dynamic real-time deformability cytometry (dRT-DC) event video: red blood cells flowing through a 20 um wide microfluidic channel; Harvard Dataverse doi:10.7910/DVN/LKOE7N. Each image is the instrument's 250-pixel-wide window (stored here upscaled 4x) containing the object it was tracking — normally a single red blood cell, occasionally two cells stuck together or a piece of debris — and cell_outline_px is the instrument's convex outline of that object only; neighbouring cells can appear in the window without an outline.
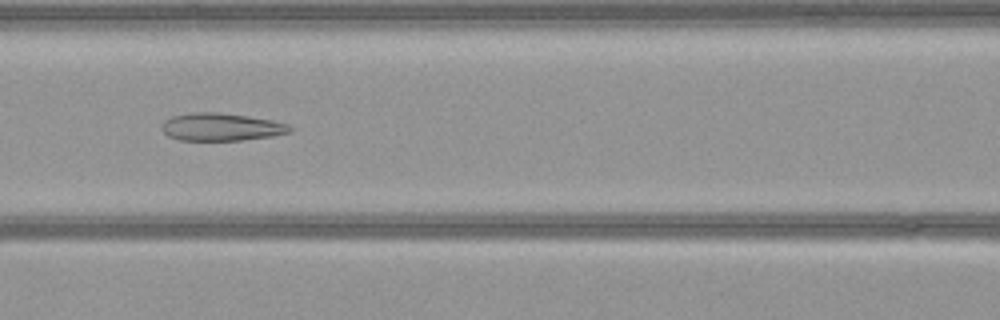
{"species": "common noctule bat (a hibernating species)", "species_latin": "Nyctalus noctula", "temperature_condition": "warm", "stored_images_in_passage": 43, "camera_frame_rate_fps": 3000, "um_per_image_px": 0.085, "animal": {"sex": "female", "body_mass_g": 21.9}, "frame": {"image": 1, "passage_image": 18, "time_ms": 5.667, "image_size_px": [1000, 320], "cell_outline_px": [[292, 128], [288, 132], [272, 136], [240, 140], [180, 140], [168, 136], [160, 128], [164, 120], [172, 116], [192, 112], [220, 112], [272, 120], [288, 124]], "centroid_in_image_um": [18.75, 10.78], "position_along_channel_um": 147.8, "area_um2": 20.58}}
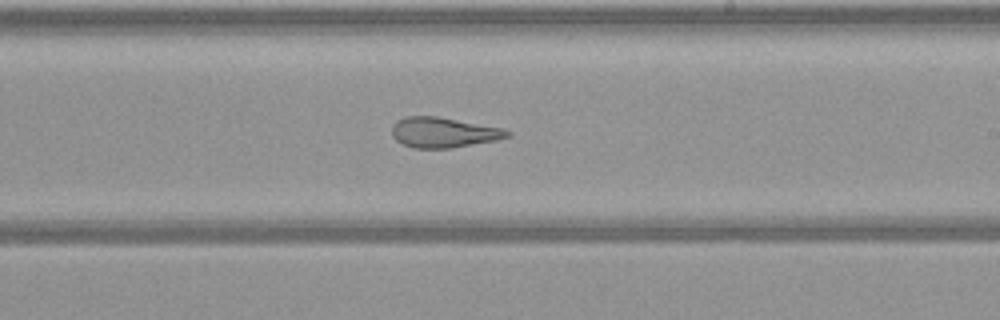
{"frame": {"image": 2, "passage_image": 26, "time_ms": 8.333, "image_size_px": [1000, 320], "cell_outline_px": [[512, 136], [496, 140], [452, 148], [412, 148], [396, 140], [392, 136], [392, 124], [396, 120], [404, 116], [436, 116], [500, 128], [512, 132]], "centroid_in_image_um": [37.66, 11.26], "position_along_channel_um": 251.3, "area_um2": 20.29}}
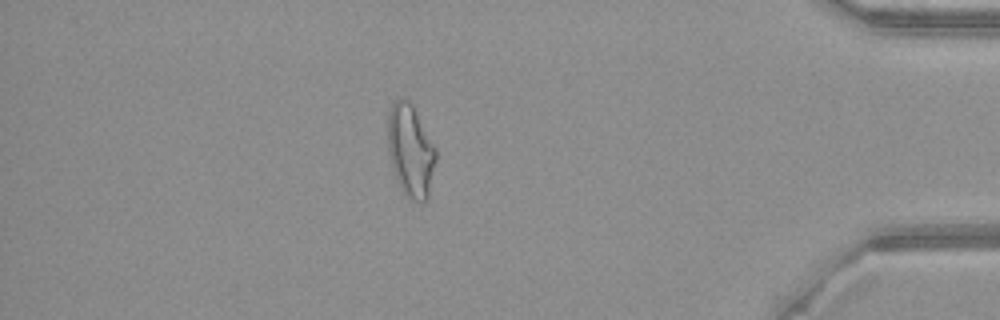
{"frame": {"image": 3, "passage_image": 41, "time_ms": 13.333, "image_size_px": [1000, 320], "cell_outline_px": [[436, 160], [428, 200], [424, 204], [416, 204], [404, 196], [400, 188], [392, 168], [388, 152], [388, 112], [392, 104], [400, 96], [404, 96], [412, 104], [436, 148]], "centroid_in_image_um": [34.9, 12.87], "position_along_channel_um": 400.3, "area_um2": 26.53}}